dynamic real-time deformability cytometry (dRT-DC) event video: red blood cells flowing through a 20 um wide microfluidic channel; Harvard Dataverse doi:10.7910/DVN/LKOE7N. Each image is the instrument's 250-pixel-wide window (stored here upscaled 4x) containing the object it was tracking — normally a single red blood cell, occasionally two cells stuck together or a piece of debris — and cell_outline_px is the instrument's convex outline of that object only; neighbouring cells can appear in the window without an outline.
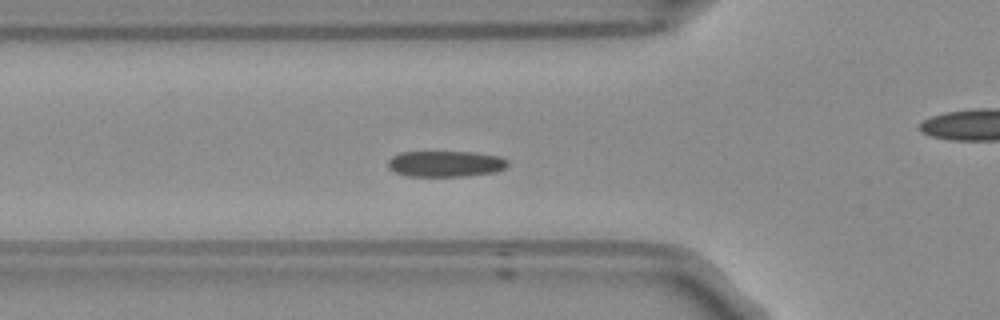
{"species": "Egyptian fruit bat (a non-hibernating species)", "species_latin": "Rousettus aegyptiacus", "temperature_condition": "room temperature", "stored_images_in_passage": 35, "camera_frame_rate_fps": 3000, "um_per_image_px": 0.085, "frame": {"image": 1, "passage_image": 11, "time_ms": 3.333, "image_size_px": [1000, 320], "cell_outline_px": [[508, 164], [504, 168], [496, 172], [468, 176], [408, 176], [396, 172], [388, 168], [388, 160], [392, 156], [400, 152], [472, 152], [500, 156], [508, 160]], "centroid_in_image_um": [37.88, 13.92], "position_along_channel_um": 87.9, "area_um2": 18.21}}
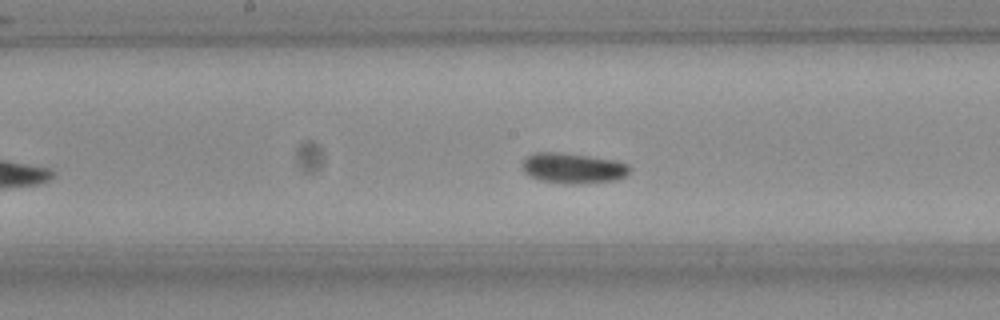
{"frame": {"image": 2, "passage_image": 20, "time_ms": 6.333, "image_size_px": [1000, 320], "cell_outline_px": [[628, 172], [624, 176], [616, 180], [572, 184], [568, 184], [540, 180], [524, 172], [524, 160], [528, 156], [536, 152], [556, 152], [588, 156], [616, 160], [628, 164]], "centroid_in_image_um": [48.72, 14.29], "position_along_channel_um": 199.5, "area_um2": 18.61}}
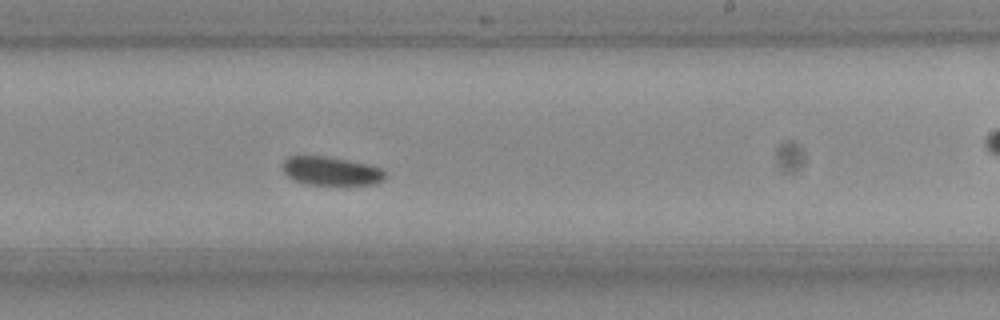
{"frame": {"image": 3, "passage_image": 25, "time_ms": 8.0, "image_size_px": [1000, 320], "cell_outline_px": [[388, 176], [384, 180], [372, 184], [304, 184], [292, 180], [284, 172], [284, 160], [288, 156], [328, 156], [368, 164], [384, 168]], "centroid_in_image_um": [28.19, 14.53], "position_along_channel_um": 260.8, "area_um2": 17.22}, "authors_computed_cell_mechanics": {"area_um2": 18.3804, "velocity_mm_per_s": 3.6978, "shape_relaxation_time_tau1_ms": 2.661, "shape_relaxation_time_tau2_ms": null, "deformation_change_tau1": 0.0939, "deformation_change_tau2": null}}